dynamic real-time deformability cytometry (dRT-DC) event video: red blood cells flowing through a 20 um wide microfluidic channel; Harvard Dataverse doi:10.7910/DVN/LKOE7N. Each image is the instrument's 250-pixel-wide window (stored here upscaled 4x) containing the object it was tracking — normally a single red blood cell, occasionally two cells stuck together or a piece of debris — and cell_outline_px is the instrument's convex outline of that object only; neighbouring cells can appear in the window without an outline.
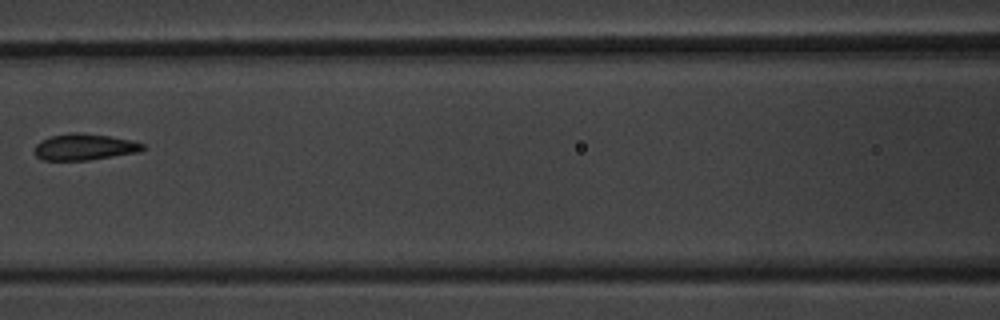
{"species": "common noctule bat (a hibernating species)", "species_latin": "Nyctalus noctula", "temperature_condition": "warm", "stored_images_in_passage": 7, "camera_frame_rate_fps": 3000, "um_per_image_px": 0.085, "animal": {"sex": "male", "body_mass_g": 20.1, "forearm_length_mm": 53.5}, "frame": {"image": 1, "passage_image": 6, "time_ms": 5.667, "image_size_px": [1000, 320], "cell_outline_px": [[144, 148], [140, 152], [88, 160], [44, 160], [36, 156], [36, 144], [40, 140], [52, 136], [72, 132], [84, 132], [132, 140], [144, 144]], "centroid_in_image_um": [7.19, 12.48], "position_along_channel_um": 159.4, "area_um2": 16.59}}
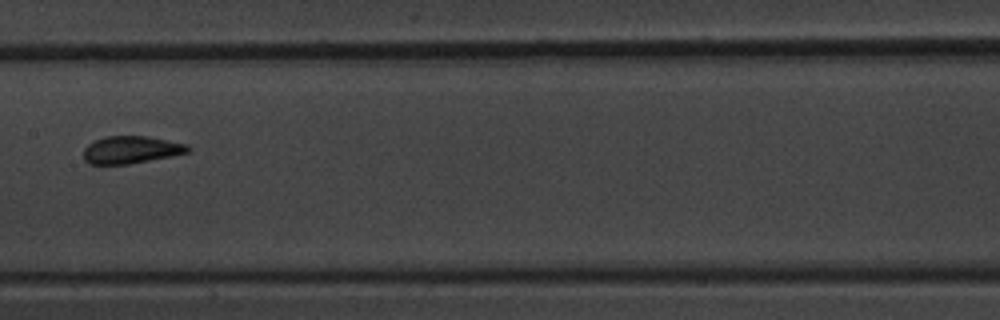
{"frame": {"image": 2, "passage_image": 7, "time_ms": 6.667, "image_size_px": [1000, 320], "cell_outline_px": [[192, 148], [188, 152], [172, 156], [128, 164], [88, 164], [84, 160], [84, 148], [88, 144], [104, 136], [148, 136], [188, 144]], "centroid_in_image_um": [11.15, 12.73], "position_along_channel_um": 196.2, "area_um2": 16.76}}